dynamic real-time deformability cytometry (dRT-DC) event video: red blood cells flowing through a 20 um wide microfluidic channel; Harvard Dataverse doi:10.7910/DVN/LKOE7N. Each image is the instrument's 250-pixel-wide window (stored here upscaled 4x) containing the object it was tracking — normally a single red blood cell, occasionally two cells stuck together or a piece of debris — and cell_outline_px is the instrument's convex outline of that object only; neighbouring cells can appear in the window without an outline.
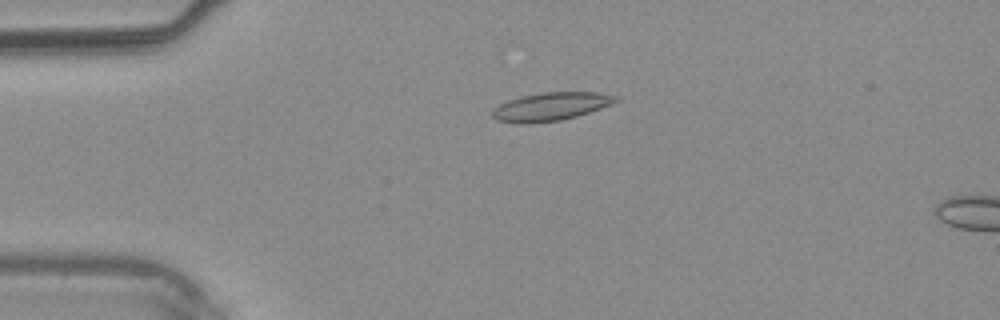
{"species": "common noctule bat (a hibernating species)", "species_latin": "Nyctalus noctula", "temperature_condition": "warm", "stored_images_in_passage": 4, "camera_frame_rate_fps": 3000, "um_per_image_px": 0.085, "animal": {"sex": "male", "body_mass_g": 20.4}, "frame": {"image": 1, "passage_image": 3, "time_ms": 2.333, "image_size_px": [1000, 320], "cell_outline_px": [[620, 100], [612, 104], [576, 116], [560, 120], [532, 124], [520, 124], [496, 120], [492, 116], [492, 108], [508, 100], [524, 96], [544, 92], [596, 92], [620, 96]], "centroid_in_image_um": [46.81, 9.06], "position_along_channel_um": 38.2, "area_um2": 20.35}}